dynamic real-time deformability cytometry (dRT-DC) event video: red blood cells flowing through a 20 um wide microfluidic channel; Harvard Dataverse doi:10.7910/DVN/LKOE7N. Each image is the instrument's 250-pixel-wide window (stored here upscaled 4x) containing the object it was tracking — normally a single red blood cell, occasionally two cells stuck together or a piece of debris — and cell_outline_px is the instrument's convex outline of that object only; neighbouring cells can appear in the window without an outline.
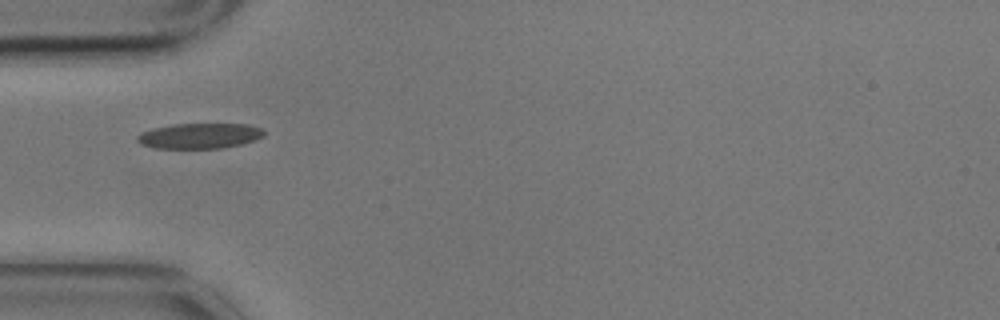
{"species": "common noctule bat (a hibernating species)", "species_latin": "Nyctalus noctula", "temperature_condition": "cold", "stored_images_in_passage": 5, "camera_frame_rate_fps": 3000, "um_per_image_px": 0.085, "animal": {"sex": "male", "body_mass_g": 17.9}, "frame": {"image": 1, "passage_image": 5, "time_ms": 1.333, "image_size_px": [1000, 320], "cell_outline_px": [[264, 136], [256, 140], [240, 144], [220, 148], [156, 148], [140, 144], [136, 140], [136, 136], [140, 132], [152, 128], [172, 124], [248, 124], [260, 128], [264, 132]], "centroid_in_image_um": [16.92, 11.54], "position_along_channel_um": 68.1, "area_um2": 18.79}}